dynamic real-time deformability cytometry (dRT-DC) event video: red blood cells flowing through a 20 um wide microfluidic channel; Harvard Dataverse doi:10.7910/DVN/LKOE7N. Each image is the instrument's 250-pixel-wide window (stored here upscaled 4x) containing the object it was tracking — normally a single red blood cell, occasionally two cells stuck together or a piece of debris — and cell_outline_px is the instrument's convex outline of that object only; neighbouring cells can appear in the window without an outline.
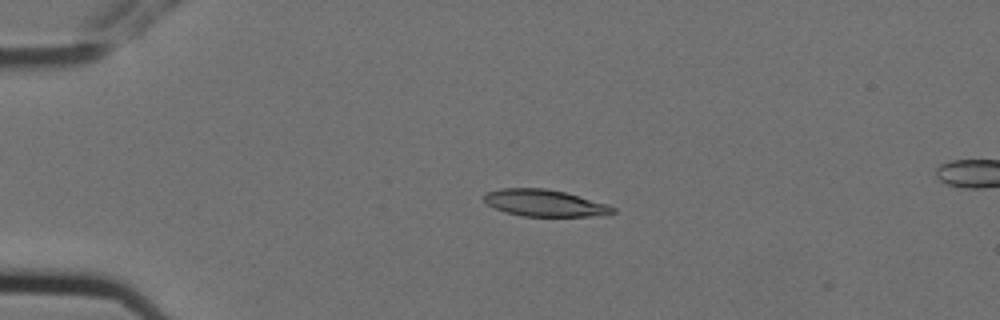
{"species": "Egyptian fruit bat (a non-hibernating species)", "species_latin": "Rousettus aegyptiacus", "temperature_condition": "cold", "stored_images_in_passage": 5, "camera_frame_rate_fps": 3000, "um_per_image_px": 0.085, "animal": {"sex": "female"}, "frame": {"image": 1, "passage_image": 3, "time_ms": 0.667, "image_size_px": [1000, 320], "cell_outline_px": [[616, 212], [588, 216], [520, 216], [504, 212], [488, 204], [484, 200], [484, 196], [488, 192], [500, 188], [544, 188], [564, 192], [608, 204], [616, 208]], "centroid_in_image_um": [46.28, 17.25], "position_along_channel_um": 38.7, "area_um2": 19.88}}